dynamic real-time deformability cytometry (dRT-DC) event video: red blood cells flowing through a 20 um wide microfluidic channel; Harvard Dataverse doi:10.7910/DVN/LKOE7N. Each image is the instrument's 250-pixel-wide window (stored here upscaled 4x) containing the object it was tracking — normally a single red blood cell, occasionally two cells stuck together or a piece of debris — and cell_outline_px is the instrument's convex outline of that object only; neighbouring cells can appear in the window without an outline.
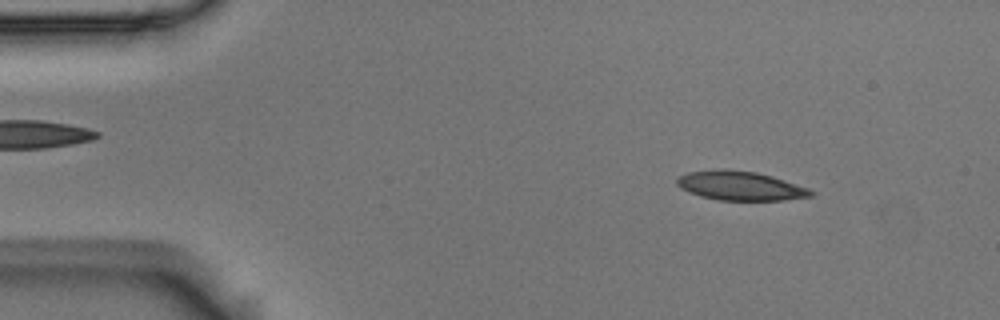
{"species": "Egyptian fruit bat (a non-hibernating species)", "species_latin": "Rousettus aegyptiacus", "temperature_condition": "room temperature", "stored_images_in_passage": 49, "camera_frame_rate_fps": 3000, "um_per_image_px": 0.085, "animal": {"sex": "male"}, "frame": {"image": 1, "passage_image": 2, "time_ms": 0.333, "image_size_px": [1000, 320], "cell_outline_px": [[816, 192], [812, 196], [784, 200], [716, 200], [700, 196], [688, 192], [680, 188], [676, 184], [676, 176], [688, 172], [720, 168], [728, 168], [756, 172], [772, 176], [808, 188]], "centroid_in_image_um": [62.87, 15.78], "position_along_channel_um": 22.1, "area_um2": 23.06}}
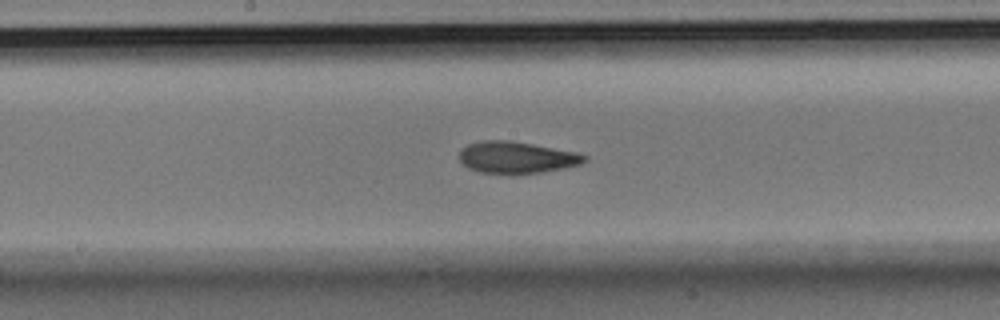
{"frame": {"image": 2, "passage_image": 23, "time_ms": 7.333, "image_size_px": [1000, 320], "cell_outline_px": [[588, 160], [580, 164], [564, 168], [540, 172], [508, 176], [480, 172], [468, 168], [460, 160], [460, 148], [468, 144], [480, 140], [508, 140], [532, 144], [576, 152], [588, 156]], "centroid_in_image_um": [43.88, 13.4], "position_along_channel_um": 204.3, "area_um2": 23.58}}
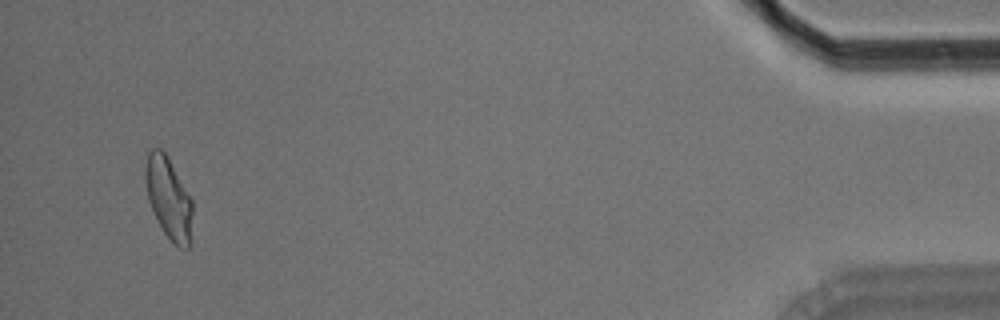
{"frame": {"image": 3, "passage_image": 47, "time_ms": 15.333, "image_size_px": [1000, 320], "cell_outline_px": [[192, 244], [188, 248], [184, 248], [176, 244], [164, 232], [148, 200], [144, 180], [144, 172], [148, 152], [152, 148], [160, 148], [168, 156], [192, 200]], "centroid_in_image_um": [14.34, 16.82], "position_along_channel_um": 420.9, "area_um2": 22.37}, "authors_computed_cell_mechanics": {"area_um2": 23.0622, "velocity_mm_per_s": 3.6785, "shape_relaxation_time_tau1_ms": null, "shape_relaxation_time_tau2_ms": 3.7205, "deformation_change_tau1": null, "deformation_change_tau2": 0.1112}}